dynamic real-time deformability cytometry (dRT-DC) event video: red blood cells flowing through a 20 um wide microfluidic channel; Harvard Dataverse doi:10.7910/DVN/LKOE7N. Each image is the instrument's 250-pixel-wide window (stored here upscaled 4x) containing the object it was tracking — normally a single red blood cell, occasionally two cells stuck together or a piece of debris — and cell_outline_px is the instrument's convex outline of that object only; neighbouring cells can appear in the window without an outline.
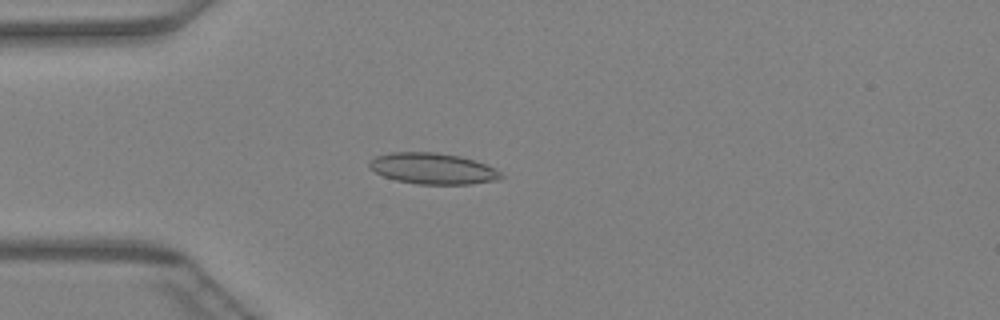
{"species": "Egyptian fruit bat (a non-hibernating species)", "species_latin": "Rousettus aegyptiacus", "temperature_condition": "warm", "stored_images_in_passage": 46, "camera_frame_rate_fps": 3000, "um_per_image_px": 0.085, "animal": {"sex": "female"}, "frame": {"image": 1, "passage_image": 13, "time_ms": 4.0, "image_size_px": [1000, 320], "cell_outline_px": [[504, 176], [496, 180], [468, 184], [416, 184], [396, 180], [384, 176], [376, 172], [368, 164], [376, 156], [388, 152], [436, 152], [460, 156], [484, 164], [500, 172]], "centroid_in_image_um": [36.76, 14.32], "position_along_channel_um": 48.2, "area_um2": 23.52}}
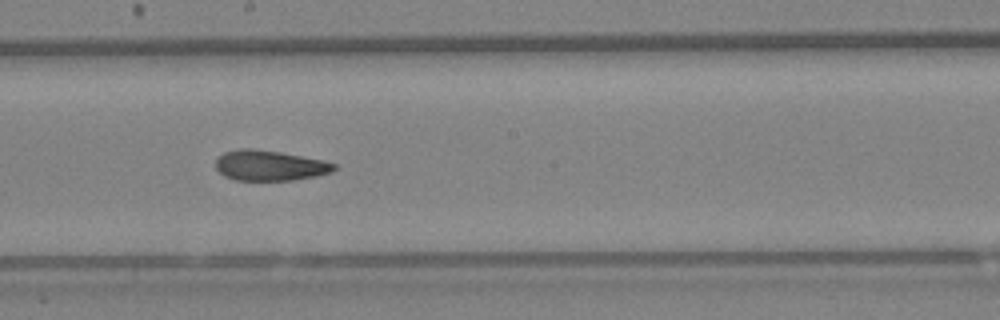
{"frame": {"image": 2, "passage_image": 26, "time_ms": 8.333, "image_size_px": [1000, 320], "cell_outline_px": [[336, 168], [332, 172], [316, 176], [292, 180], [236, 180], [224, 176], [216, 168], [216, 160], [224, 152], [240, 148], [252, 148], [280, 152], [320, 160], [336, 164]], "centroid_in_image_um": [22.9, 14.07], "position_along_channel_um": 225.3, "area_um2": 20.75}}
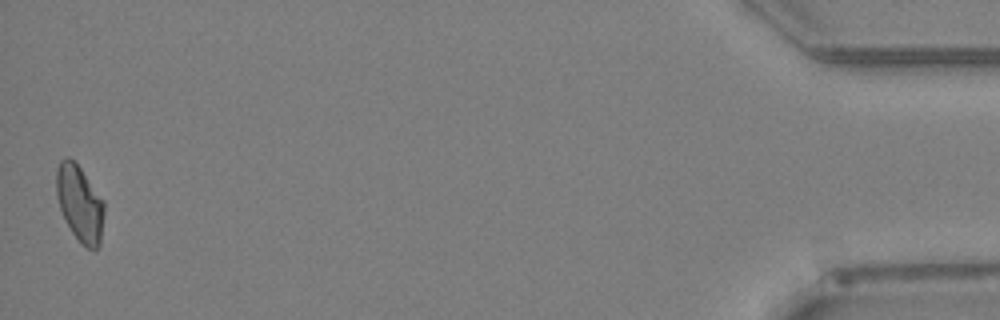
{"frame": {"image": 3, "passage_image": 46, "time_ms": 15.0, "image_size_px": [1000, 320], "cell_outline_px": [[104, 212], [100, 244], [96, 248], [88, 248], [72, 232], [60, 208], [56, 196], [56, 168], [60, 160], [68, 156], [80, 168], [104, 200]], "centroid_in_image_um": [6.77, 17.25], "position_along_channel_um": 428.4, "area_um2": 20.87}}